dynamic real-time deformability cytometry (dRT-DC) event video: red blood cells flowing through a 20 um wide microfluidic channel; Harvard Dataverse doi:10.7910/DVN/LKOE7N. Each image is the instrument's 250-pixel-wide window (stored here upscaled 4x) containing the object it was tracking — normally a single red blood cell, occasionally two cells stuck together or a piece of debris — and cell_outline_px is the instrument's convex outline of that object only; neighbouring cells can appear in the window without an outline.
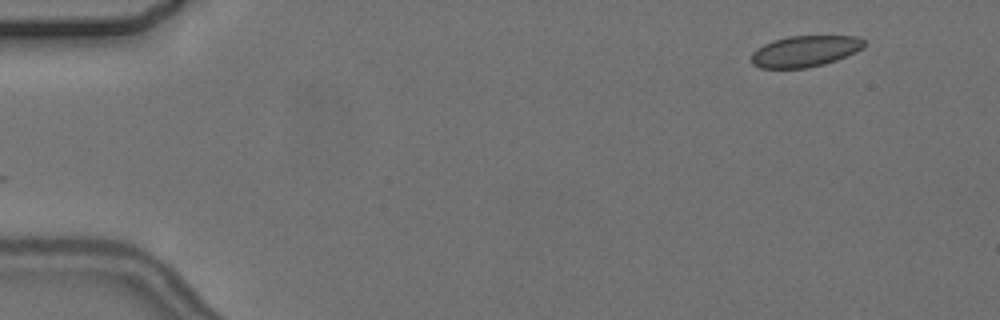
{"species": "common noctule bat (a hibernating species)", "species_latin": "Nyctalus noctula", "temperature_condition": "cold", "stored_images_in_passage": 2, "camera_frame_rate_fps": 3000, "um_per_image_px": 0.085, "animal": {"sex": "female", "body_mass_g": 24.6, "forearm_length_mm": 56.2}, "frame": {"image": 1, "passage_image": 2, "time_ms": 1.0, "image_size_px": [1000, 320], "cell_outline_px": [[864, 48], [856, 52], [836, 60], [824, 64], [808, 68], [760, 68], [752, 64], [752, 52], [756, 48], [772, 40], [788, 36], [856, 36], [864, 40]], "centroid_in_image_um": [68.41, 4.35], "position_along_channel_um": 16.6, "area_um2": 20.58}}